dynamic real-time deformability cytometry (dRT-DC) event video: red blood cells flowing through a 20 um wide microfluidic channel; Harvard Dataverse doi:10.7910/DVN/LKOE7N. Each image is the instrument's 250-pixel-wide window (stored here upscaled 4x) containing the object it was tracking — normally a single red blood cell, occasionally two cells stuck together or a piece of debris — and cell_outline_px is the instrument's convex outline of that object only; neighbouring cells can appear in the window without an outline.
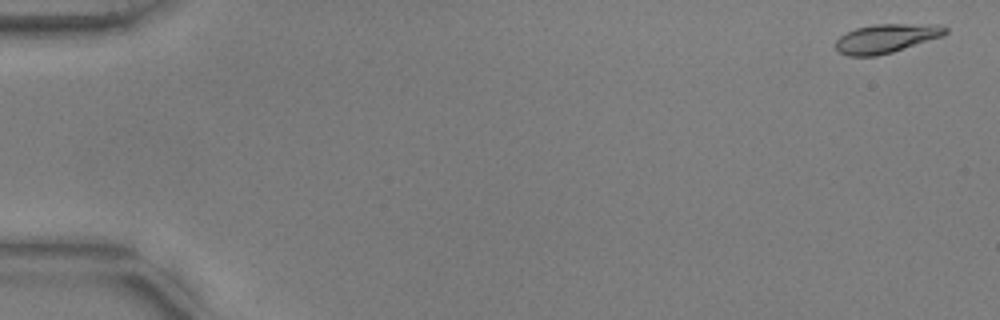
{"species": "common noctule bat (a hibernating species)", "species_latin": "Nyctalus noctula", "temperature_condition": "warm", "stored_images_in_passage": 21, "camera_frame_rate_fps": 3000, "um_per_image_px": 0.085, "animal": {"sex": "male", "body_mass_g": 17.9, "forearm_length_mm": 54.2}, "frame": {"image": 1, "passage_image": 2, "time_ms": 0.333, "image_size_px": [1000, 320], "cell_outline_px": [[948, 32], [944, 36], [892, 52], [876, 56], [848, 56], [840, 52], [836, 48], [836, 40], [840, 36], [856, 28], [876, 24], [940, 24], [948, 28]], "centroid_in_image_um": [75.38, 3.26], "position_along_channel_um": 9.6, "area_um2": 18.5}}
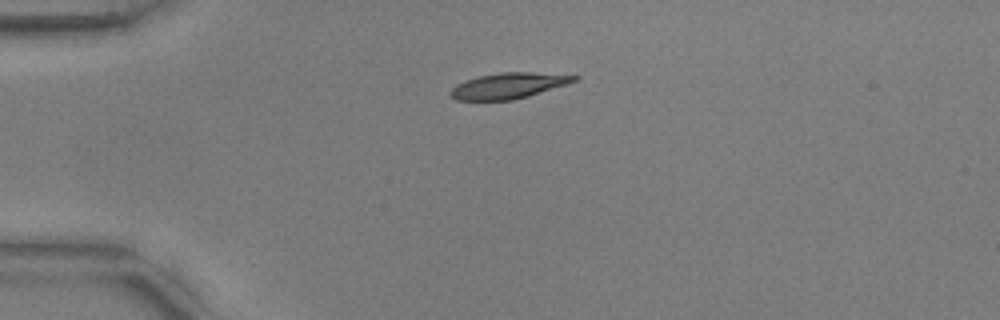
{"frame": {"image": 2, "passage_image": 14, "time_ms": 4.333, "image_size_px": [1000, 320], "cell_outline_px": [[580, 80], [568, 84], [528, 96], [512, 100], [456, 100], [448, 92], [456, 84], [480, 76], [500, 72], [532, 72], [580, 76]], "centroid_in_image_um": [43.26, 7.28], "position_along_channel_um": 41.7, "area_um2": 18.5}}